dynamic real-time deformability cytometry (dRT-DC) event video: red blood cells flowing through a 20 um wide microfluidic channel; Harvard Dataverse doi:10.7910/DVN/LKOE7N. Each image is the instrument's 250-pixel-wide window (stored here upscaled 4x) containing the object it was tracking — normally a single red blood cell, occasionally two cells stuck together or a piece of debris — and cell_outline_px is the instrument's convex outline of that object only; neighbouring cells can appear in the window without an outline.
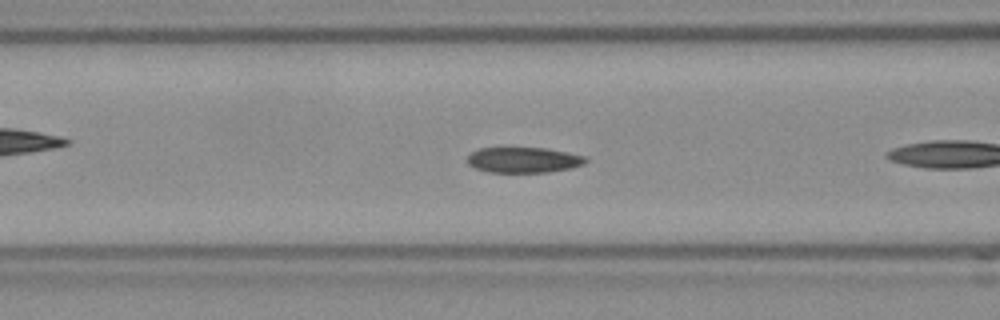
{"species": "Egyptian fruit bat (a non-hibernating species)", "species_latin": "Rousettus aegyptiacus", "temperature_condition": "room temperature", "stored_images_in_passage": 40, "camera_frame_rate_fps": 3000, "um_per_image_px": 0.085, "frame": {"image": 1, "passage_image": 7, "time_ms": 2.0, "image_size_px": [1000, 320], "cell_outline_px": [[588, 160], [584, 164], [572, 168], [548, 172], [488, 172], [476, 168], [468, 164], [468, 156], [472, 152], [480, 148], [544, 148], [584, 156]], "centroid_in_image_um": [44.5, 13.6], "position_along_channel_um": 122.1, "area_um2": 17.4}, "authors_computed_cell_mechanics": {"area_um2": 18.2937, "velocity_mm_per_s": 3.7848, "shape_relaxation_time_tau1_ms": 2.9571, "shape_relaxation_time_tau2_ms": 1.4539, "deformation_change_tau1": 0.1083, "deformation_change_tau2": 0.0538}}